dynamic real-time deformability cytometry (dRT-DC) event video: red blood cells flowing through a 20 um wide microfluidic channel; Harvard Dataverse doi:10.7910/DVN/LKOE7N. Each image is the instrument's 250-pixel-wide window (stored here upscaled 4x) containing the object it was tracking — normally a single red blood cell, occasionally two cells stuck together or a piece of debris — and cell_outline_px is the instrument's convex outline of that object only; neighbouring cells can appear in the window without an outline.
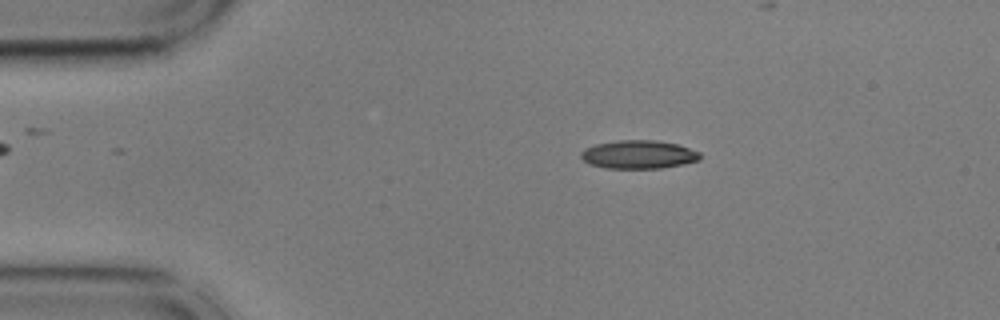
{"species": "common noctule bat (a hibernating species)", "species_latin": "Nyctalus noctula", "temperature_condition": "cold", "stored_images_in_passage": 52, "camera_frame_rate_fps": 3000, "um_per_image_px": 0.085, "animal": {"sex": "male", "body_mass_g": 17.9, "forearm_length_mm": 54.2}, "frame": {"image": 1, "passage_image": 10, "time_ms": 3.0, "image_size_px": [1000, 320], "cell_outline_px": [[696, 156], [692, 160], [672, 164], [600, 164], [592, 160], [592, 156], [600, 148], [612, 144], [668, 144], [684, 148]], "centroid_in_image_um": [54.57, 13.13], "position_along_channel_um": 30.4, "area_um2": 12.89}}
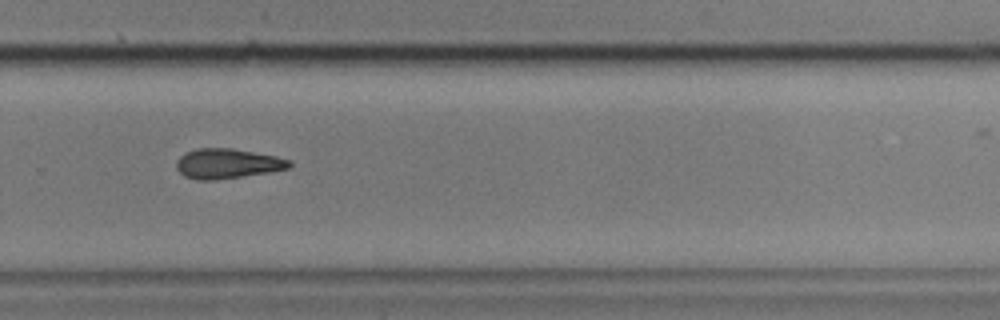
{"frame": {"image": 2, "passage_image": 37, "time_ms": 12.0, "image_size_px": [1000, 320], "cell_outline_px": [[288, 164], [280, 168], [232, 176], [192, 176], [184, 172], [180, 164], [184, 156], [196, 152], [240, 152], [264, 156], [280, 160]], "centroid_in_image_um": [19.32, 13.93], "position_along_channel_um": 310.5, "area_um2": 14.39}}
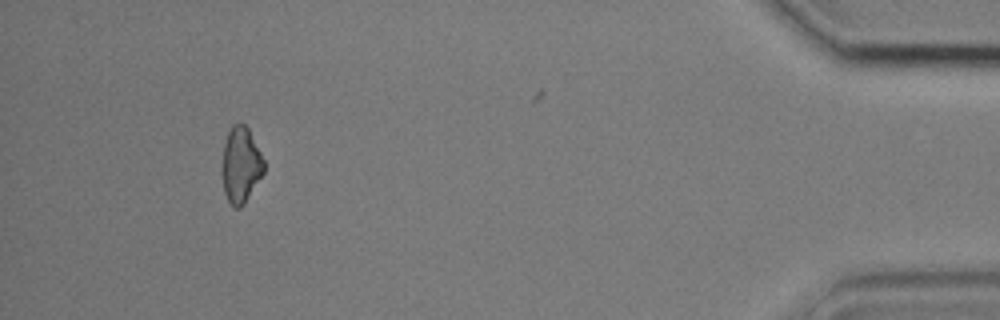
{"frame": {"image": 3, "passage_image": 51, "time_ms": 16.667, "image_size_px": [1000, 320], "cell_outline_px": [[264, 168], [260, 176], [244, 200], [240, 204], [228, 196], [224, 184], [224, 156], [228, 140], [248, 132], [264, 164]], "centroid_in_image_um": [20.52, 14.2], "position_along_channel_um": 414.7, "area_um2": 14.33}}